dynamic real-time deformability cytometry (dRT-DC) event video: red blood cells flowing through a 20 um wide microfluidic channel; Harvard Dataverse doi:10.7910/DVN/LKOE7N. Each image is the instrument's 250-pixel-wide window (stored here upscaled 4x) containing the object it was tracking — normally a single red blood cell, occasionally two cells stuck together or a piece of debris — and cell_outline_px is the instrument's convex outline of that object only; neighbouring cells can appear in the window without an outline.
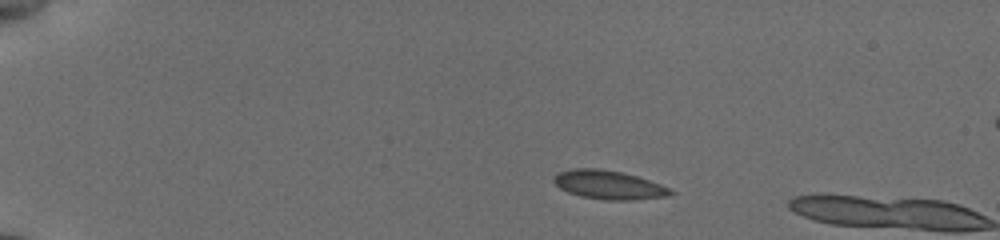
{"species": "common noctule bat (a hibernating species)", "species_latin": "Nyctalus noctula", "temperature_condition": "cold", "stored_images_in_passage": 4, "camera_frame_rate_fps": 3000, "um_per_image_px": 0.085, "animal": {"sex": "female", "body_mass_g": 19.5, "forearm_length_mm": 54.1}, "frame": {"image": 1, "passage_image": 1, "time_ms": 0.0, "image_size_px": [1000, 240], "cell_outline_px": [[676, 192], [668, 196], [632, 200], [604, 200], [580, 196], [568, 192], [560, 188], [552, 180], [560, 172], [576, 168], [596, 168], [620, 172], [636, 176], [660, 184]], "centroid_in_image_um": [51.75, 15.72], "position_along_channel_um": 33.2, "area_um2": 19.31}}